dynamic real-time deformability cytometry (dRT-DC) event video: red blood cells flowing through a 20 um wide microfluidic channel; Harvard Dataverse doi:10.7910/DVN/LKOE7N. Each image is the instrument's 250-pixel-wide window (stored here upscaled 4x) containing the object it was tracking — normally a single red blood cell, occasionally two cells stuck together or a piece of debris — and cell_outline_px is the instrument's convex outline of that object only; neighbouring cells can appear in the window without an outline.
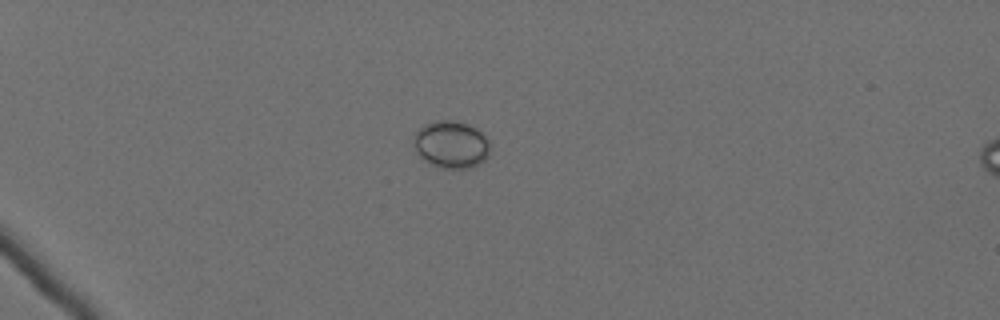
{"species": "Egyptian fruit bat (a non-hibernating species)", "species_latin": "Rousettus aegyptiacus", "temperature_condition": "cold", "stored_images_in_passage": 59, "camera_frame_rate_fps": 3000, "um_per_image_px": 0.085, "animal": {"sex": "female"}, "frame": {"image": 1, "passage_image": 17, "time_ms": 5.333, "image_size_px": [1000, 320], "cell_outline_px": [[492, 144], [488, 156], [484, 160], [472, 168], [440, 168], [428, 164], [420, 156], [416, 148], [416, 132], [424, 124], [440, 120], [452, 120], [468, 124], [476, 128]], "centroid_in_image_um": [38.4, 12.3], "position_along_channel_um": 46.6, "area_um2": 20.98}}
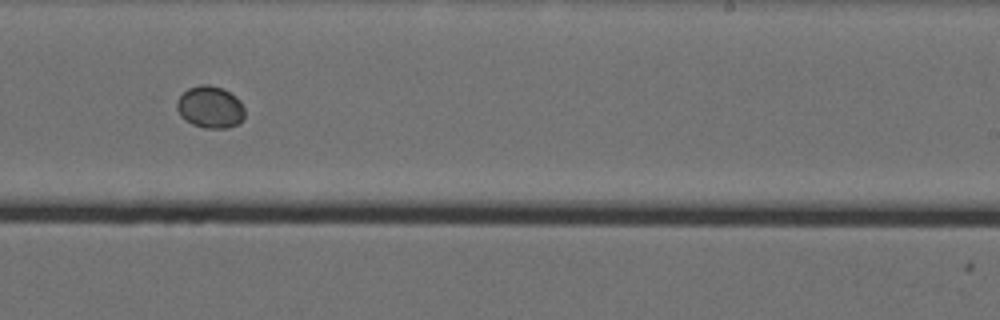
{"frame": {"image": 2, "passage_image": 40, "time_ms": 13.0, "image_size_px": [1000, 320], "cell_outline_px": [[244, 116], [236, 124], [228, 128], [204, 128], [192, 124], [180, 116], [176, 108], [176, 100], [188, 88], [200, 84], [208, 84], [220, 88], [236, 96], [240, 100], [244, 108]], "centroid_in_image_um": [17.84, 9.1], "position_along_channel_um": 271.2, "area_um2": 16.59}}
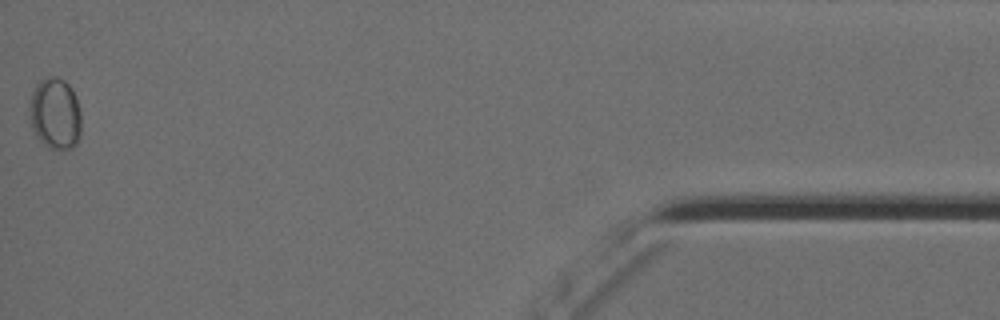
{"frame": {"image": 3, "passage_image": 59, "time_ms": 19.333, "image_size_px": [1000, 320], "cell_outline_px": [[80, 136], [76, 144], [72, 148], [52, 148], [44, 144], [40, 140], [32, 128], [28, 108], [32, 92], [36, 84], [44, 76], [56, 76], [64, 80], [72, 88], [76, 96], [80, 112]], "centroid_in_image_um": [4.68, 9.61], "position_along_channel_um": 430.5, "area_um2": 21.68}}